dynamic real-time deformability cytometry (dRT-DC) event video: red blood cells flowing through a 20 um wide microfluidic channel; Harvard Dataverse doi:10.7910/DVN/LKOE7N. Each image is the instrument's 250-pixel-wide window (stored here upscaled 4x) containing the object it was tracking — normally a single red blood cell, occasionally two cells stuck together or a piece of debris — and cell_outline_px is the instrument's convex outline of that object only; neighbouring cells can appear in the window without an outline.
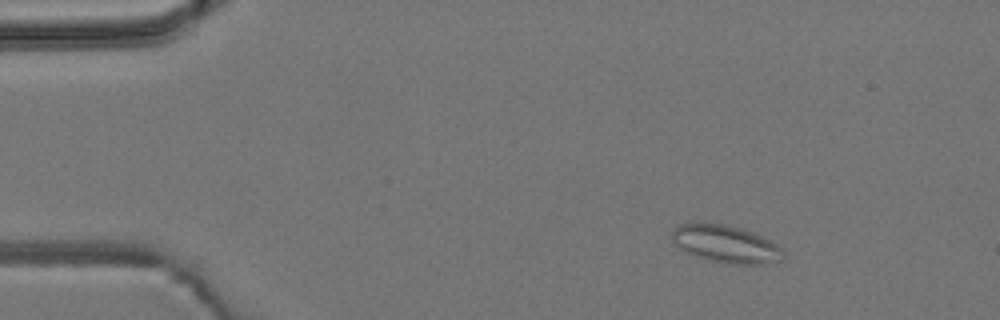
{"species": "common noctule bat (a hibernating species)", "species_latin": "Nyctalus noctula", "temperature_condition": "room temperature", "stored_images_in_passage": 5, "camera_frame_rate_fps": 3000, "um_per_image_px": 0.085, "animal": {"sex": "male", "body_mass_g": 19.2, "forearm_length_mm": 51.8}, "frame": {"image": 1, "passage_image": 2, "time_ms": 1.0, "image_size_px": [1000, 320], "cell_outline_px": [[784, 260], [764, 264], [728, 264], [708, 260], [692, 256], [684, 252], [672, 240], [672, 228], [676, 224], [700, 220], [740, 228], [752, 232], [776, 244], [784, 252]], "centroid_in_image_um": [61.61, 20.72], "position_along_channel_um": 23.4, "area_um2": 24.91}}
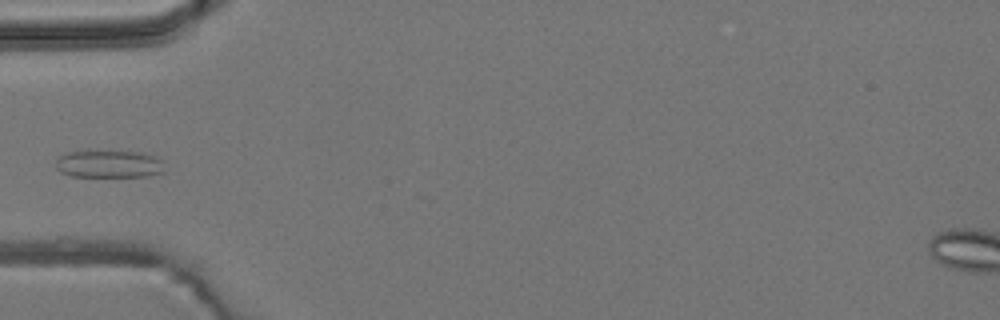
{"frame": {"image": 2, "passage_image": 4, "time_ms": 4.333, "image_size_px": [1000, 320], "cell_outline_px": [[164, 172], [148, 176], [72, 176], [60, 172], [56, 168], [56, 156], [64, 152], [88, 148], [144, 152], [156, 156], [164, 160]], "centroid_in_image_um": [9.23, 13.87], "position_along_channel_um": 75.8, "area_um2": 18.67}}
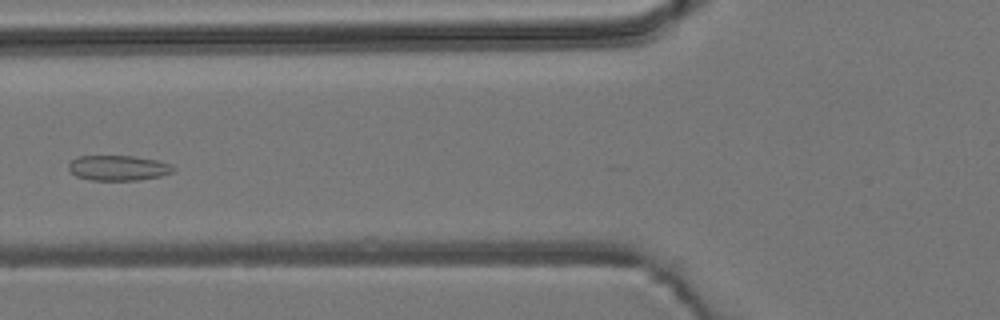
{"frame": {"image": 3, "passage_image": 5, "time_ms": 5.333, "image_size_px": [1000, 320], "cell_outline_px": [[176, 168], [172, 172], [160, 176], [136, 180], [92, 180], [76, 176], [68, 168], [68, 164], [72, 160], [80, 156], [132, 156], [156, 160], [172, 164]], "centroid_in_image_um": [10.06, 14.27], "position_along_channel_um": 115.7, "area_um2": 15.26}}